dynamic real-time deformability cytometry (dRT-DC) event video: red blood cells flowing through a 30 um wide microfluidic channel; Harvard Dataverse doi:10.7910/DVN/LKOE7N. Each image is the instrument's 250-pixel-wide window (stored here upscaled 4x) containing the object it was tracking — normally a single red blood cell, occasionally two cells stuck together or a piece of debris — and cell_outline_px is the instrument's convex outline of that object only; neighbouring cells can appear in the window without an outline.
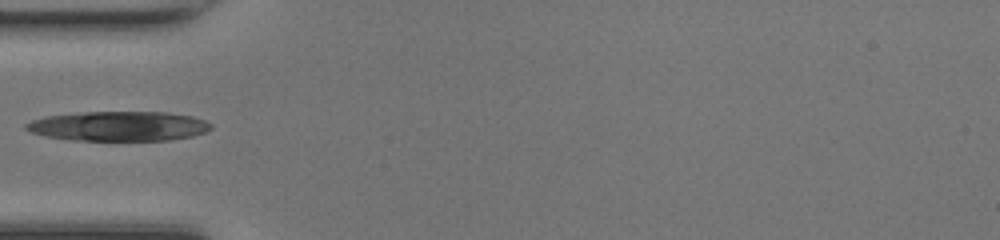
{"species": "common noctule bat (a hibernating species)", "species_latin": "Nyctalus noctula", "temperature_condition": "room temperature", "stored_images_in_passage": 33, "camera_frame_rate_fps": 3000, "um_per_image_px": 0.085, "animal": {"sex": "female", "body_mass_g": 17.0, "forearm_length_mm": 48.0}, "frame": {"image": 1, "passage_image": 1, "time_ms": 0.0, "image_size_px": [1000, 240], "cell_outline_px": [[212, 128], [204, 132], [192, 136], [168, 140], [72, 140], [44, 136], [32, 132], [24, 128], [24, 124], [32, 120], [44, 116], [84, 112], [168, 112], [192, 116], [204, 120], [212, 124]], "centroid_in_image_um": [10.07, 10.72], "position_along_channel_um": 74.9, "area_um2": 31.96}}
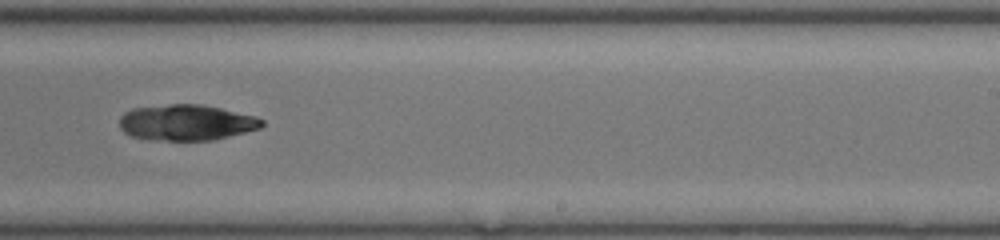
{"frame": {"image": 2, "passage_image": 15, "time_ms": 4.667, "image_size_px": [1000, 240], "cell_outline_px": [[264, 124], [260, 128], [212, 140], [148, 140], [132, 136], [124, 132], [120, 128], [120, 116], [124, 112], [132, 108], [168, 104], [200, 104], [220, 108], [256, 116], [264, 120]], "centroid_in_image_um": [15.81, 10.41], "position_along_channel_um": 273.2, "area_um2": 29.77}}
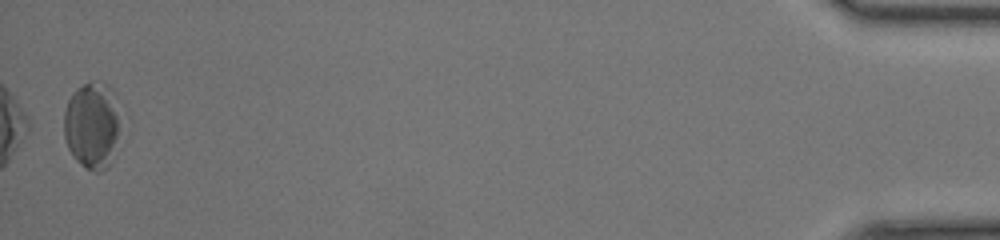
{"frame": {"image": 3, "passage_image": 33, "time_ms": 10.667, "image_size_px": [1000, 240], "cell_outline_px": [[116, 136], [108, 164], [100, 172], [96, 172], [80, 164], [72, 156], [68, 148], [64, 136], [64, 112], [68, 100], [72, 92], [76, 88], [92, 80], [100, 80], [108, 84], [112, 88], [116, 116]], "centroid_in_image_um": [7.73, 10.59], "position_along_channel_um": 427.5, "area_um2": 27.57}}